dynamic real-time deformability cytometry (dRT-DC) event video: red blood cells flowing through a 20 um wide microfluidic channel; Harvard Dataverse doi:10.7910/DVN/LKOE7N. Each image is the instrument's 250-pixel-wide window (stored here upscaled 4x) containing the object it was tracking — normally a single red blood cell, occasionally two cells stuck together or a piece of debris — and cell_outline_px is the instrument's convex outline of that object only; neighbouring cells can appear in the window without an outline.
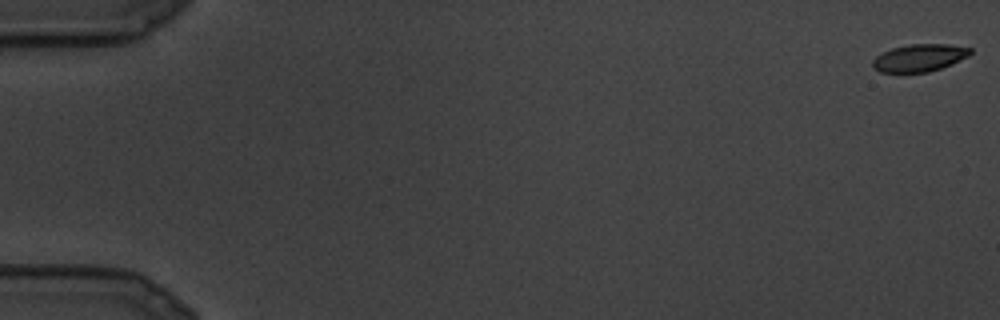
{"species": "common noctule bat (a hibernating species)", "species_latin": "Nyctalus noctula", "temperature_condition": "cold", "stored_images_in_passage": 29, "camera_frame_rate_fps": 3000, "um_per_image_px": 0.085, "animal": {"sex": "male", "body_mass_g": 19.5, "forearm_length_mm": 54.6}, "frame": {"image": 1, "passage_image": 1, "time_ms": 0.0, "image_size_px": [1000, 320], "cell_outline_px": [[972, 52], [968, 56], [952, 64], [928, 72], [880, 72], [872, 64], [872, 60], [876, 56], [892, 48], [912, 44], [948, 44], [972, 48]], "centroid_in_image_um": [78.18, 4.91], "position_along_channel_um": 6.8, "area_um2": 15.43}}